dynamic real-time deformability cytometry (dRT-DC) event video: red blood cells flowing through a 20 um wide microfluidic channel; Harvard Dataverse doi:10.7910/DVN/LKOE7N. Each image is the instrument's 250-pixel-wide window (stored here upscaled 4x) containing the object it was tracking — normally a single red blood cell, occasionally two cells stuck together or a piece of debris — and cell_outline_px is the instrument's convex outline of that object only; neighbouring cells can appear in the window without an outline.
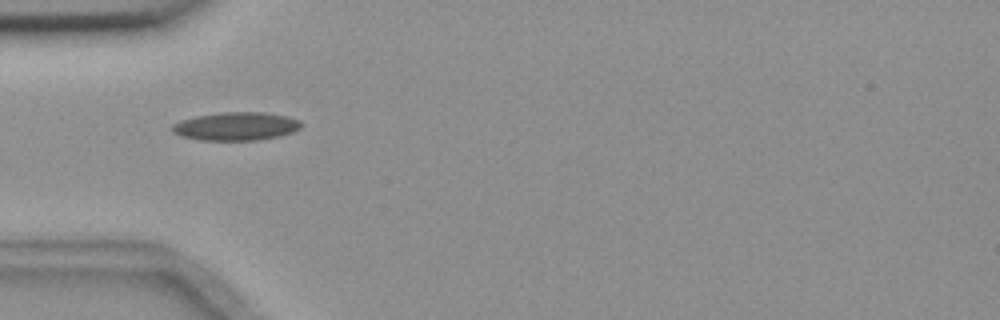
{"species": "common noctule bat (a hibernating species)", "species_latin": "Nyctalus noctula", "temperature_condition": "room temperature", "stored_images_in_passage": 6, "camera_frame_rate_fps": 3000, "um_per_image_px": 0.085, "animal": {"sex": "female", "body_mass_g": 18.4}, "frame": {"image": 1, "passage_image": 3, "time_ms": 2.333, "image_size_px": [1000, 320], "cell_outline_px": [[304, 124], [300, 128], [292, 132], [280, 136], [256, 140], [200, 140], [180, 136], [172, 132], [172, 124], [180, 120], [196, 116], [220, 112], [264, 112], [288, 116], [300, 120]], "centroid_in_image_um": [20.07, 10.73], "position_along_channel_um": 64.9, "area_um2": 21.44}}
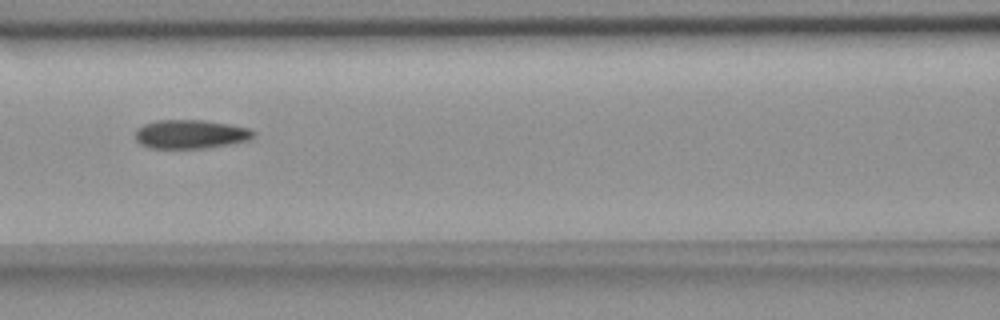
{"frame": {"image": 2, "passage_image": 5, "time_ms": 4.667, "image_size_px": [1000, 320], "cell_outline_px": [[256, 136], [248, 140], [228, 144], [204, 148], [148, 148], [140, 144], [136, 140], [136, 128], [144, 124], [156, 120], [204, 120], [228, 124], [248, 128], [256, 132]], "centroid_in_image_um": [16.18, 11.4], "position_along_channel_um": 150.4, "area_um2": 19.88}}
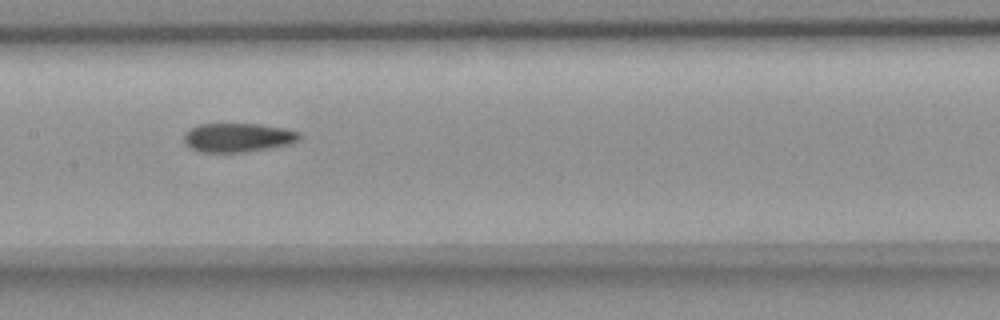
{"frame": {"image": 3, "passage_image": 6, "time_ms": 5.667, "image_size_px": [1000, 320], "cell_outline_px": [[300, 140], [288, 144], [244, 152], [200, 152], [192, 148], [184, 140], [184, 132], [188, 128], [200, 124], [260, 124], [284, 128], [300, 132]], "centroid_in_image_um": [20.2, 11.68], "position_along_channel_um": 187.2, "area_um2": 19.36}}